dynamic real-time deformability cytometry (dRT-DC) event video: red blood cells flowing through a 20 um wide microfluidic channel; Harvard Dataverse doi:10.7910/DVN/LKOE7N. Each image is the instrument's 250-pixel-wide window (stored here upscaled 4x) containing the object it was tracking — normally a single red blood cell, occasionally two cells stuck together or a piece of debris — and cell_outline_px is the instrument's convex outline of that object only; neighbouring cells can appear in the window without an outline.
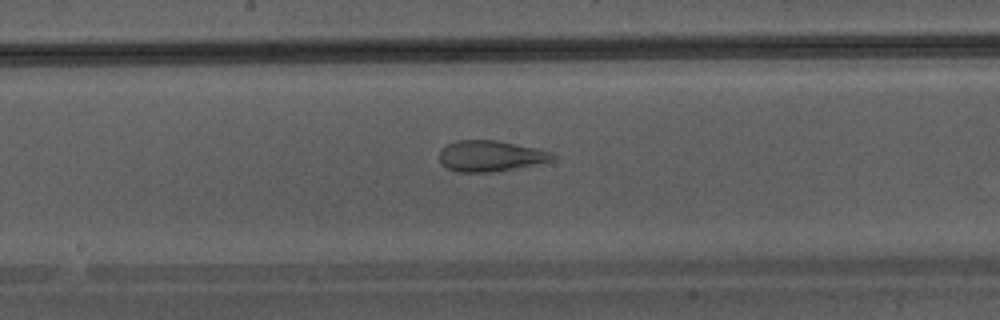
{"species": "Egyptian fruit bat (a non-hibernating species)", "species_latin": "Rousettus aegyptiacus", "temperature_condition": "warm", "stored_images_in_passage": 22, "camera_frame_rate_fps": 3000, "um_per_image_px": 0.085, "animal": {"sex": "male"}, "frame": {"image": 1, "passage_image": 10, "time_ms": 3.0, "image_size_px": [1000, 320], "cell_outline_px": [[556, 156], [552, 160], [492, 172], [456, 172], [440, 164], [440, 148], [456, 140], [496, 140], [536, 148], [552, 152]], "centroid_in_image_um": [41.62, 13.25], "position_along_channel_um": 206.6, "area_um2": 20.17}}